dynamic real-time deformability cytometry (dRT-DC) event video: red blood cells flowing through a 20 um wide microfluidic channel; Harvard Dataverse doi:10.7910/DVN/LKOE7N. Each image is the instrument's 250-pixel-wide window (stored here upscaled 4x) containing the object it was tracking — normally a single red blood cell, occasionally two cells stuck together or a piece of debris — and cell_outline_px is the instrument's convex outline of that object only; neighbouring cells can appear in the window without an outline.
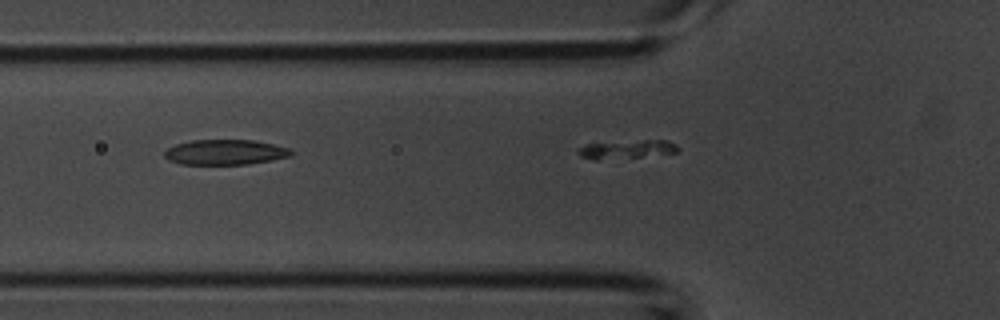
{"species": "common noctule bat (a hibernating species)", "species_latin": "Nyctalus noctula", "temperature_condition": "room temperature", "stored_images_in_passage": 11, "camera_frame_rate_fps": 3000, "um_per_image_px": 0.085, "animal": {"sex": "male", "body_mass_g": 20.1, "forearm_length_mm": 53.5}, "frame": {"image": 1, "passage_image": 11, "time_ms": 3.333, "image_size_px": [1000, 320], "cell_outline_px": [[680, 148], [676, 152], [640, 156], [596, 160], [592, 160], [580, 156], [576, 152], [584, 144], [644, 140], [668, 140], [676, 144]], "centroid_in_image_um": [53.24, 12.69], "position_along_channel_um": 72.6, "area_um2": 10.58}}